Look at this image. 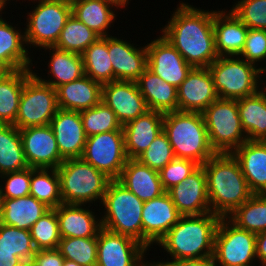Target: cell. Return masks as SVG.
<instances>
[{"label": "cell", "mask_w": 266, "mask_h": 266, "mask_svg": "<svg viewBox=\"0 0 266 266\" xmlns=\"http://www.w3.org/2000/svg\"><path fill=\"white\" fill-rule=\"evenodd\" d=\"M237 108L248 140L266 141V92L263 87L251 96L238 99Z\"/></svg>", "instance_id": "836d02e7"}, {"label": "cell", "mask_w": 266, "mask_h": 266, "mask_svg": "<svg viewBox=\"0 0 266 266\" xmlns=\"http://www.w3.org/2000/svg\"><path fill=\"white\" fill-rule=\"evenodd\" d=\"M90 207L91 205L62 203L55 208L61 238L97 237L102 228L101 216L93 211L95 208Z\"/></svg>", "instance_id": "603a6c76"}, {"label": "cell", "mask_w": 266, "mask_h": 266, "mask_svg": "<svg viewBox=\"0 0 266 266\" xmlns=\"http://www.w3.org/2000/svg\"><path fill=\"white\" fill-rule=\"evenodd\" d=\"M31 167L0 175V197L19 198L30 194Z\"/></svg>", "instance_id": "bcb514c9"}, {"label": "cell", "mask_w": 266, "mask_h": 266, "mask_svg": "<svg viewBox=\"0 0 266 266\" xmlns=\"http://www.w3.org/2000/svg\"><path fill=\"white\" fill-rule=\"evenodd\" d=\"M147 251L136 240L102 227L97 235L96 266H141Z\"/></svg>", "instance_id": "4fadbf2b"}, {"label": "cell", "mask_w": 266, "mask_h": 266, "mask_svg": "<svg viewBox=\"0 0 266 266\" xmlns=\"http://www.w3.org/2000/svg\"><path fill=\"white\" fill-rule=\"evenodd\" d=\"M220 219L212 212L182 216L156 244L164 250L163 253H167V259L162 261L171 263L181 259L213 257L215 232Z\"/></svg>", "instance_id": "3957f363"}, {"label": "cell", "mask_w": 266, "mask_h": 266, "mask_svg": "<svg viewBox=\"0 0 266 266\" xmlns=\"http://www.w3.org/2000/svg\"><path fill=\"white\" fill-rule=\"evenodd\" d=\"M60 193L64 204L98 206L102 202L110 179L82 158H69L57 168ZM96 202V203H95Z\"/></svg>", "instance_id": "8992f818"}, {"label": "cell", "mask_w": 266, "mask_h": 266, "mask_svg": "<svg viewBox=\"0 0 266 266\" xmlns=\"http://www.w3.org/2000/svg\"><path fill=\"white\" fill-rule=\"evenodd\" d=\"M239 57L264 71V64L266 65V30L248 29L245 46Z\"/></svg>", "instance_id": "7dc6e473"}, {"label": "cell", "mask_w": 266, "mask_h": 266, "mask_svg": "<svg viewBox=\"0 0 266 266\" xmlns=\"http://www.w3.org/2000/svg\"><path fill=\"white\" fill-rule=\"evenodd\" d=\"M266 83V82H265ZM264 82H263V84L262 85H264V86H262V87H264L263 89L265 90V92H266V84H265Z\"/></svg>", "instance_id": "94428289"}, {"label": "cell", "mask_w": 266, "mask_h": 266, "mask_svg": "<svg viewBox=\"0 0 266 266\" xmlns=\"http://www.w3.org/2000/svg\"><path fill=\"white\" fill-rule=\"evenodd\" d=\"M81 158L110 179H118L128 160L123 130L87 137Z\"/></svg>", "instance_id": "7c38bea8"}, {"label": "cell", "mask_w": 266, "mask_h": 266, "mask_svg": "<svg viewBox=\"0 0 266 266\" xmlns=\"http://www.w3.org/2000/svg\"><path fill=\"white\" fill-rule=\"evenodd\" d=\"M4 70L0 67V74L3 72Z\"/></svg>", "instance_id": "e7e4bbea"}, {"label": "cell", "mask_w": 266, "mask_h": 266, "mask_svg": "<svg viewBox=\"0 0 266 266\" xmlns=\"http://www.w3.org/2000/svg\"><path fill=\"white\" fill-rule=\"evenodd\" d=\"M230 10L249 29L266 30V0H237Z\"/></svg>", "instance_id": "f6af8a7d"}, {"label": "cell", "mask_w": 266, "mask_h": 266, "mask_svg": "<svg viewBox=\"0 0 266 266\" xmlns=\"http://www.w3.org/2000/svg\"><path fill=\"white\" fill-rule=\"evenodd\" d=\"M160 33L192 67H208L219 56L213 28L215 10L180 1Z\"/></svg>", "instance_id": "6da1fadb"}, {"label": "cell", "mask_w": 266, "mask_h": 266, "mask_svg": "<svg viewBox=\"0 0 266 266\" xmlns=\"http://www.w3.org/2000/svg\"><path fill=\"white\" fill-rule=\"evenodd\" d=\"M117 180L143 202L166 192L160 180L159 171L141 164L137 159L127 160Z\"/></svg>", "instance_id": "83f0119b"}, {"label": "cell", "mask_w": 266, "mask_h": 266, "mask_svg": "<svg viewBox=\"0 0 266 266\" xmlns=\"http://www.w3.org/2000/svg\"><path fill=\"white\" fill-rule=\"evenodd\" d=\"M64 260L57 248L41 249L36 250L33 259L27 266H63Z\"/></svg>", "instance_id": "681fc988"}, {"label": "cell", "mask_w": 266, "mask_h": 266, "mask_svg": "<svg viewBox=\"0 0 266 266\" xmlns=\"http://www.w3.org/2000/svg\"><path fill=\"white\" fill-rule=\"evenodd\" d=\"M31 10L23 24L27 48L54 47L72 14L71 3L60 0H28ZM30 2L34 3L30 4ZM36 4V5H35ZM26 23V24H25Z\"/></svg>", "instance_id": "ba28073f"}, {"label": "cell", "mask_w": 266, "mask_h": 266, "mask_svg": "<svg viewBox=\"0 0 266 266\" xmlns=\"http://www.w3.org/2000/svg\"><path fill=\"white\" fill-rule=\"evenodd\" d=\"M99 37L96 32L71 14L54 47L82 54Z\"/></svg>", "instance_id": "f35d334b"}, {"label": "cell", "mask_w": 266, "mask_h": 266, "mask_svg": "<svg viewBox=\"0 0 266 266\" xmlns=\"http://www.w3.org/2000/svg\"><path fill=\"white\" fill-rule=\"evenodd\" d=\"M49 209L43 202L31 195L19 198H1L0 223L30 230Z\"/></svg>", "instance_id": "4dcf8cb0"}, {"label": "cell", "mask_w": 266, "mask_h": 266, "mask_svg": "<svg viewBox=\"0 0 266 266\" xmlns=\"http://www.w3.org/2000/svg\"><path fill=\"white\" fill-rule=\"evenodd\" d=\"M202 115L211 147L216 153H233L248 140L241 126L237 100L218 98Z\"/></svg>", "instance_id": "9c48e42d"}, {"label": "cell", "mask_w": 266, "mask_h": 266, "mask_svg": "<svg viewBox=\"0 0 266 266\" xmlns=\"http://www.w3.org/2000/svg\"><path fill=\"white\" fill-rule=\"evenodd\" d=\"M208 69L220 99L238 100L251 96L262 88L265 80L261 69L239 56L218 57Z\"/></svg>", "instance_id": "52a82bcc"}, {"label": "cell", "mask_w": 266, "mask_h": 266, "mask_svg": "<svg viewBox=\"0 0 266 266\" xmlns=\"http://www.w3.org/2000/svg\"><path fill=\"white\" fill-rule=\"evenodd\" d=\"M58 109L56 89L32 73L24 83L14 125L18 129L50 125Z\"/></svg>", "instance_id": "8fae6325"}, {"label": "cell", "mask_w": 266, "mask_h": 266, "mask_svg": "<svg viewBox=\"0 0 266 266\" xmlns=\"http://www.w3.org/2000/svg\"><path fill=\"white\" fill-rule=\"evenodd\" d=\"M227 218L249 232L258 234L266 231V194H253Z\"/></svg>", "instance_id": "74e56055"}, {"label": "cell", "mask_w": 266, "mask_h": 266, "mask_svg": "<svg viewBox=\"0 0 266 266\" xmlns=\"http://www.w3.org/2000/svg\"><path fill=\"white\" fill-rule=\"evenodd\" d=\"M0 266H27L18 256L13 255L12 251L0 250Z\"/></svg>", "instance_id": "f5cc1de1"}, {"label": "cell", "mask_w": 266, "mask_h": 266, "mask_svg": "<svg viewBox=\"0 0 266 266\" xmlns=\"http://www.w3.org/2000/svg\"><path fill=\"white\" fill-rule=\"evenodd\" d=\"M147 68L178 88L193 68L161 33L146 44Z\"/></svg>", "instance_id": "5bb4252c"}, {"label": "cell", "mask_w": 266, "mask_h": 266, "mask_svg": "<svg viewBox=\"0 0 266 266\" xmlns=\"http://www.w3.org/2000/svg\"><path fill=\"white\" fill-rule=\"evenodd\" d=\"M27 167L19 129L15 125L0 124V175Z\"/></svg>", "instance_id": "e575fe53"}, {"label": "cell", "mask_w": 266, "mask_h": 266, "mask_svg": "<svg viewBox=\"0 0 266 266\" xmlns=\"http://www.w3.org/2000/svg\"><path fill=\"white\" fill-rule=\"evenodd\" d=\"M255 248L258 264L266 265V231L256 234Z\"/></svg>", "instance_id": "f907efd6"}, {"label": "cell", "mask_w": 266, "mask_h": 266, "mask_svg": "<svg viewBox=\"0 0 266 266\" xmlns=\"http://www.w3.org/2000/svg\"><path fill=\"white\" fill-rule=\"evenodd\" d=\"M101 101L115 112L122 126L148 110L136 81L115 80L102 84Z\"/></svg>", "instance_id": "e0dca14e"}, {"label": "cell", "mask_w": 266, "mask_h": 266, "mask_svg": "<svg viewBox=\"0 0 266 266\" xmlns=\"http://www.w3.org/2000/svg\"><path fill=\"white\" fill-rule=\"evenodd\" d=\"M63 266H80L79 264H77L76 262L73 261H69V260H64Z\"/></svg>", "instance_id": "6f0895ef"}, {"label": "cell", "mask_w": 266, "mask_h": 266, "mask_svg": "<svg viewBox=\"0 0 266 266\" xmlns=\"http://www.w3.org/2000/svg\"><path fill=\"white\" fill-rule=\"evenodd\" d=\"M31 74L32 68L0 74V124H15L24 83Z\"/></svg>", "instance_id": "d6a6232c"}, {"label": "cell", "mask_w": 266, "mask_h": 266, "mask_svg": "<svg viewBox=\"0 0 266 266\" xmlns=\"http://www.w3.org/2000/svg\"><path fill=\"white\" fill-rule=\"evenodd\" d=\"M163 117L161 112L147 110L122 126L128 159H137L163 131Z\"/></svg>", "instance_id": "d4e9b609"}, {"label": "cell", "mask_w": 266, "mask_h": 266, "mask_svg": "<svg viewBox=\"0 0 266 266\" xmlns=\"http://www.w3.org/2000/svg\"><path fill=\"white\" fill-rule=\"evenodd\" d=\"M255 245V233L221 217L214 238V262L216 266H254L258 264Z\"/></svg>", "instance_id": "30bf717a"}, {"label": "cell", "mask_w": 266, "mask_h": 266, "mask_svg": "<svg viewBox=\"0 0 266 266\" xmlns=\"http://www.w3.org/2000/svg\"><path fill=\"white\" fill-rule=\"evenodd\" d=\"M178 111L202 113L218 99L208 67H193L177 88Z\"/></svg>", "instance_id": "d6986e66"}, {"label": "cell", "mask_w": 266, "mask_h": 266, "mask_svg": "<svg viewBox=\"0 0 266 266\" xmlns=\"http://www.w3.org/2000/svg\"><path fill=\"white\" fill-rule=\"evenodd\" d=\"M144 202L117 179L108 184L100 206L102 227L128 236L143 245L142 208ZM103 213V214H102Z\"/></svg>", "instance_id": "5b68a950"}, {"label": "cell", "mask_w": 266, "mask_h": 266, "mask_svg": "<svg viewBox=\"0 0 266 266\" xmlns=\"http://www.w3.org/2000/svg\"><path fill=\"white\" fill-rule=\"evenodd\" d=\"M58 150L64 159L81 158L87 136L80 111L58 109L50 122Z\"/></svg>", "instance_id": "44dd1931"}, {"label": "cell", "mask_w": 266, "mask_h": 266, "mask_svg": "<svg viewBox=\"0 0 266 266\" xmlns=\"http://www.w3.org/2000/svg\"><path fill=\"white\" fill-rule=\"evenodd\" d=\"M265 74H266V66H265V69H264V71H263V75H265ZM263 82H266V80L263 81Z\"/></svg>", "instance_id": "6125c7cd"}, {"label": "cell", "mask_w": 266, "mask_h": 266, "mask_svg": "<svg viewBox=\"0 0 266 266\" xmlns=\"http://www.w3.org/2000/svg\"><path fill=\"white\" fill-rule=\"evenodd\" d=\"M175 158L172 146L166 134L162 131L137 160L151 169L160 171Z\"/></svg>", "instance_id": "ee69618b"}, {"label": "cell", "mask_w": 266, "mask_h": 266, "mask_svg": "<svg viewBox=\"0 0 266 266\" xmlns=\"http://www.w3.org/2000/svg\"><path fill=\"white\" fill-rule=\"evenodd\" d=\"M44 51H49L48 74L46 77L39 75L37 70L32 69V73L43 83L51 85L54 89L74 81L83 75L84 65L81 54L60 50L56 47L43 48ZM39 75V76H38ZM50 77V78H49Z\"/></svg>", "instance_id": "4316f807"}, {"label": "cell", "mask_w": 266, "mask_h": 266, "mask_svg": "<svg viewBox=\"0 0 266 266\" xmlns=\"http://www.w3.org/2000/svg\"><path fill=\"white\" fill-rule=\"evenodd\" d=\"M250 190L266 194V141L247 140L233 153Z\"/></svg>", "instance_id": "484cf974"}, {"label": "cell", "mask_w": 266, "mask_h": 266, "mask_svg": "<svg viewBox=\"0 0 266 266\" xmlns=\"http://www.w3.org/2000/svg\"><path fill=\"white\" fill-rule=\"evenodd\" d=\"M163 132L169 139L175 158L190 159L203 165L216 154L211 147L202 113H165Z\"/></svg>", "instance_id": "277c9868"}, {"label": "cell", "mask_w": 266, "mask_h": 266, "mask_svg": "<svg viewBox=\"0 0 266 266\" xmlns=\"http://www.w3.org/2000/svg\"><path fill=\"white\" fill-rule=\"evenodd\" d=\"M80 116L87 137L103 132L123 130L115 112L102 101L92 108L80 111Z\"/></svg>", "instance_id": "60d3db41"}, {"label": "cell", "mask_w": 266, "mask_h": 266, "mask_svg": "<svg viewBox=\"0 0 266 266\" xmlns=\"http://www.w3.org/2000/svg\"><path fill=\"white\" fill-rule=\"evenodd\" d=\"M199 166L198 163L190 159L174 158L159 171L164 190L167 192L170 188L182 182Z\"/></svg>", "instance_id": "c3c4849f"}, {"label": "cell", "mask_w": 266, "mask_h": 266, "mask_svg": "<svg viewBox=\"0 0 266 266\" xmlns=\"http://www.w3.org/2000/svg\"><path fill=\"white\" fill-rule=\"evenodd\" d=\"M182 215L168 192L144 202L142 208L143 246L149 251L179 221Z\"/></svg>", "instance_id": "2e32d148"}, {"label": "cell", "mask_w": 266, "mask_h": 266, "mask_svg": "<svg viewBox=\"0 0 266 266\" xmlns=\"http://www.w3.org/2000/svg\"><path fill=\"white\" fill-rule=\"evenodd\" d=\"M213 28L217 55L239 56L249 28L228 8L215 10Z\"/></svg>", "instance_id": "cb8c5ba5"}, {"label": "cell", "mask_w": 266, "mask_h": 266, "mask_svg": "<svg viewBox=\"0 0 266 266\" xmlns=\"http://www.w3.org/2000/svg\"><path fill=\"white\" fill-rule=\"evenodd\" d=\"M140 93L145 99L148 110L163 114L178 111L177 88L148 68L136 80Z\"/></svg>", "instance_id": "f546056e"}, {"label": "cell", "mask_w": 266, "mask_h": 266, "mask_svg": "<svg viewBox=\"0 0 266 266\" xmlns=\"http://www.w3.org/2000/svg\"><path fill=\"white\" fill-rule=\"evenodd\" d=\"M103 1H107L111 4H113L114 6L117 7V10H119L120 8L123 10V8L125 9L128 5H129V0H103Z\"/></svg>", "instance_id": "11a10c76"}, {"label": "cell", "mask_w": 266, "mask_h": 266, "mask_svg": "<svg viewBox=\"0 0 266 266\" xmlns=\"http://www.w3.org/2000/svg\"><path fill=\"white\" fill-rule=\"evenodd\" d=\"M258 264H256V265H254V266H257ZM258 266H266V265H264V264H260V265H258Z\"/></svg>", "instance_id": "be15d7a7"}, {"label": "cell", "mask_w": 266, "mask_h": 266, "mask_svg": "<svg viewBox=\"0 0 266 266\" xmlns=\"http://www.w3.org/2000/svg\"><path fill=\"white\" fill-rule=\"evenodd\" d=\"M58 107L64 110L82 111L101 101L102 84L90 77H82L56 88Z\"/></svg>", "instance_id": "f1b7e54d"}, {"label": "cell", "mask_w": 266, "mask_h": 266, "mask_svg": "<svg viewBox=\"0 0 266 266\" xmlns=\"http://www.w3.org/2000/svg\"><path fill=\"white\" fill-rule=\"evenodd\" d=\"M11 1H13V0H0V6L3 8V9H5V10H7V8L6 7H8V5L7 4H11L10 2ZM15 1V0H14ZM19 0H16L15 2H13L14 4L16 3V2H18ZM23 1L25 2V1H27V0H22V3H23Z\"/></svg>", "instance_id": "9f6ffc18"}, {"label": "cell", "mask_w": 266, "mask_h": 266, "mask_svg": "<svg viewBox=\"0 0 266 266\" xmlns=\"http://www.w3.org/2000/svg\"><path fill=\"white\" fill-rule=\"evenodd\" d=\"M167 192L182 216L211 212L207 195L206 174L202 165Z\"/></svg>", "instance_id": "ffe728a7"}, {"label": "cell", "mask_w": 266, "mask_h": 266, "mask_svg": "<svg viewBox=\"0 0 266 266\" xmlns=\"http://www.w3.org/2000/svg\"><path fill=\"white\" fill-rule=\"evenodd\" d=\"M173 266H216L213 257L200 259H181L171 262Z\"/></svg>", "instance_id": "816d5d0a"}, {"label": "cell", "mask_w": 266, "mask_h": 266, "mask_svg": "<svg viewBox=\"0 0 266 266\" xmlns=\"http://www.w3.org/2000/svg\"><path fill=\"white\" fill-rule=\"evenodd\" d=\"M32 242L36 250L56 249L61 235L55 209H49L30 228Z\"/></svg>", "instance_id": "7bdbcfd3"}, {"label": "cell", "mask_w": 266, "mask_h": 266, "mask_svg": "<svg viewBox=\"0 0 266 266\" xmlns=\"http://www.w3.org/2000/svg\"><path fill=\"white\" fill-rule=\"evenodd\" d=\"M50 209L63 203L57 169L31 168L30 194Z\"/></svg>", "instance_id": "8d00e7d4"}, {"label": "cell", "mask_w": 266, "mask_h": 266, "mask_svg": "<svg viewBox=\"0 0 266 266\" xmlns=\"http://www.w3.org/2000/svg\"><path fill=\"white\" fill-rule=\"evenodd\" d=\"M60 1H65V2H68V3H73V2H75L77 0H60Z\"/></svg>", "instance_id": "91938a15"}, {"label": "cell", "mask_w": 266, "mask_h": 266, "mask_svg": "<svg viewBox=\"0 0 266 266\" xmlns=\"http://www.w3.org/2000/svg\"><path fill=\"white\" fill-rule=\"evenodd\" d=\"M57 249L64 259L76 262L80 266L97 265V237L61 238Z\"/></svg>", "instance_id": "ab89813d"}, {"label": "cell", "mask_w": 266, "mask_h": 266, "mask_svg": "<svg viewBox=\"0 0 266 266\" xmlns=\"http://www.w3.org/2000/svg\"><path fill=\"white\" fill-rule=\"evenodd\" d=\"M19 132L29 167L57 169L64 162L50 125L27 127Z\"/></svg>", "instance_id": "9a60e30c"}, {"label": "cell", "mask_w": 266, "mask_h": 266, "mask_svg": "<svg viewBox=\"0 0 266 266\" xmlns=\"http://www.w3.org/2000/svg\"><path fill=\"white\" fill-rule=\"evenodd\" d=\"M4 12H5L4 9L0 6V19L3 17V14H5Z\"/></svg>", "instance_id": "680465c9"}, {"label": "cell", "mask_w": 266, "mask_h": 266, "mask_svg": "<svg viewBox=\"0 0 266 266\" xmlns=\"http://www.w3.org/2000/svg\"><path fill=\"white\" fill-rule=\"evenodd\" d=\"M0 250L12 251L27 265L33 259L36 249L30 230L19 229L0 223Z\"/></svg>", "instance_id": "b9f144b4"}, {"label": "cell", "mask_w": 266, "mask_h": 266, "mask_svg": "<svg viewBox=\"0 0 266 266\" xmlns=\"http://www.w3.org/2000/svg\"><path fill=\"white\" fill-rule=\"evenodd\" d=\"M71 8L72 15L100 37L111 36L110 28L118 19L116 6L103 0H77L71 3Z\"/></svg>", "instance_id": "1f68e13d"}, {"label": "cell", "mask_w": 266, "mask_h": 266, "mask_svg": "<svg viewBox=\"0 0 266 266\" xmlns=\"http://www.w3.org/2000/svg\"><path fill=\"white\" fill-rule=\"evenodd\" d=\"M148 256H145L143 261H142V264L141 266H173L171 263H167V262H164L160 259V261H156V260H147L148 258H146ZM156 261V262H155Z\"/></svg>", "instance_id": "db71d44e"}, {"label": "cell", "mask_w": 266, "mask_h": 266, "mask_svg": "<svg viewBox=\"0 0 266 266\" xmlns=\"http://www.w3.org/2000/svg\"><path fill=\"white\" fill-rule=\"evenodd\" d=\"M85 75L101 84L113 81L108 53V36L99 37L82 54Z\"/></svg>", "instance_id": "d590c367"}, {"label": "cell", "mask_w": 266, "mask_h": 266, "mask_svg": "<svg viewBox=\"0 0 266 266\" xmlns=\"http://www.w3.org/2000/svg\"><path fill=\"white\" fill-rule=\"evenodd\" d=\"M108 36V53L113 67V81H136L147 69L146 44L139 46L125 37ZM135 45V46H134ZM139 46V47H137Z\"/></svg>", "instance_id": "ac0fdd59"}, {"label": "cell", "mask_w": 266, "mask_h": 266, "mask_svg": "<svg viewBox=\"0 0 266 266\" xmlns=\"http://www.w3.org/2000/svg\"><path fill=\"white\" fill-rule=\"evenodd\" d=\"M202 166L213 214L228 217L254 194L232 153H216Z\"/></svg>", "instance_id": "7a4b0ae2"}, {"label": "cell", "mask_w": 266, "mask_h": 266, "mask_svg": "<svg viewBox=\"0 0 266 266\" xmlns=\"http://www.w3.org/2000/svg\"><path fill=\"white\" fill-rule=\"evenodd\" d=\"M13 24L7 22L6 17L0 19V67L3 70L31 69L35 58L30 55L31 50L28 51L24 28L21 23Z\"/></svg>", "instance_id": "7402d4cb"}]
</instances>
